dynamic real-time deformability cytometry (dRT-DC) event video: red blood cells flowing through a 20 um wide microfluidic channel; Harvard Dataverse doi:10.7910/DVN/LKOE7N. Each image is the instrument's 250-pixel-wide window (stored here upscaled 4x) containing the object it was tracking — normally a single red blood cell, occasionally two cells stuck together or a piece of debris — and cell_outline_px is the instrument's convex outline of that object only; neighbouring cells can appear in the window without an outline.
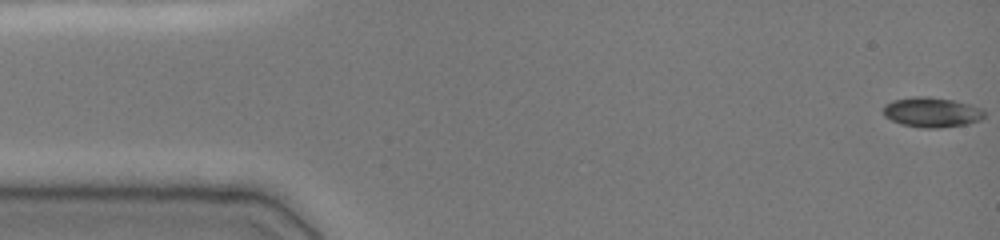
{"species": "common noctule bat (a hibernating species)", "species_latin": "Nyctalus noctula", "temperature_condition": "cold", "stored_images_in_passage": 49, "camera_frame_rate_fps": 3000, "um_per_image_px": 0.085, "animal": {"sex": "female", "body_mass_g": 19.0, "forearm_length_mm": 51.5}, "frame": {"image": 1, "passage_image": 1, "time_ms": 0.0, "image_size_px": [1000, 240], "cell_outline_px": [[984, 116], [980, 120], [968, 124], [940, 128], [924, 128], [900, 124], [884, 116], [884, 104], [892, 100], [916, 96], [928, 96], [956, 100], [980, 108], [984, 112]], "centroid_in_image_um": [79.19, 9.54], "position_along_channel_um": 5.8, "area_um2": 17.74}}
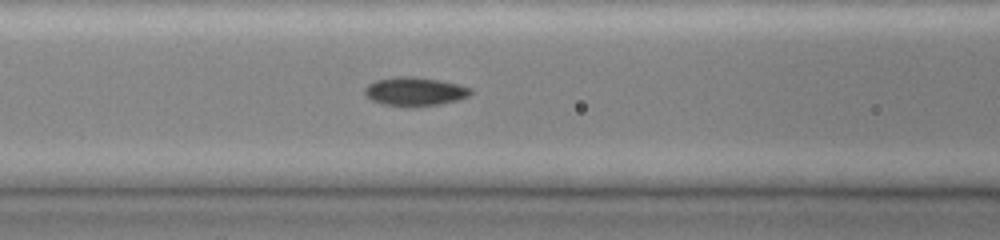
{"frame": {"image": 2, "passage_image": 20, "time_ms": 6.333, "image_size_px": [1000, 240], "cell_outline_px": [[472, 92], [468, 96], [456, 100], [440, 104], [412, 108], [384, 104], [372, 100], [364, 92], [364, 88], [368, 84], [376, 80], [396, 76], [416, 76], [440, 80], [460, 84], [472, 88]], "centroid_in_image_um": [35.27, 7.77], "position_along_channel_um": 131.3, "area_um2": 17.98}}
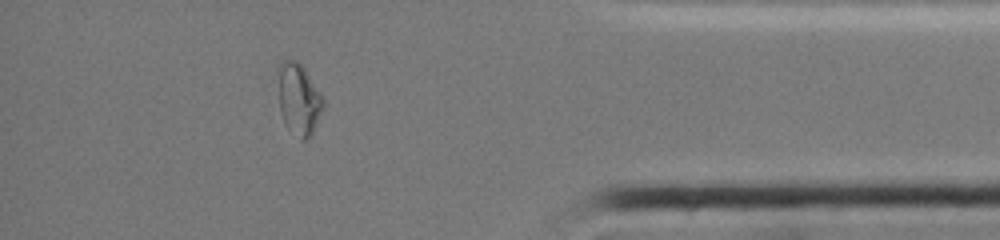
{"frame": {"image": 3, "passage_image": 43, "time_ms": 14.0, "image_size_px": [1000, 240], "cell_outline_px": [[324, 108], [312, 136], [308, 140], [300, 140], [284, 124], [280, 112], [276, 68], [280, 60], [296, 60], [304, 68], [320, 92], [324, 100]], "centroid_in_image_um": [25.37, 8.43], "position_along_channel_um": 409.8, "area_um2": 19.42}, "authors_computed_cell_mechanics": {"area_um2": 17.1666, "velocity_mm_per_s": 3.9173, "shape_relaxation_time_tau1_ms": 5.2898, "shape_relaxation_time_tau2_ms": 7.6355, "deformation_change_tau1": 0.1606, "deformation_change_tau2": 0.08}}